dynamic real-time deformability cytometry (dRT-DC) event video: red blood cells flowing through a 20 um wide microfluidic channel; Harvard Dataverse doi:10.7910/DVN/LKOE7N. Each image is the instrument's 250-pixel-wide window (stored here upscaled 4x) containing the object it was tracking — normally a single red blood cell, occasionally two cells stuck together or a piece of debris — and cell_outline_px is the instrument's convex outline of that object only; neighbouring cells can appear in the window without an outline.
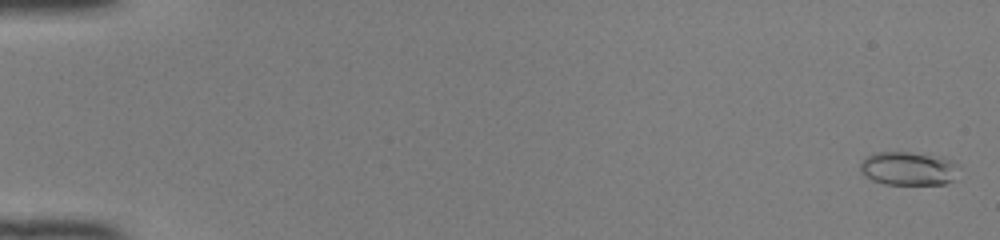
{"species": "common noctule bat (a hibernating species)", "species_latin": "Nyctalus noctula", "temperature_condition": "room temperature", "stored_images_in_passage": 50, "camera_frame_rate_fps": 3000, "um_per_image_px": 0.085, "animal": {"sex": "female", "body_mass_g": 22.0, "forearm_length_mm": 56.7}, "frame": {"image": 1, "passage_image": 1, "time_ms": 0.0, "image_size_px": [1000, 240], "cell_outline_px": [[956, 180], [944, 184], [884, 184], [872, 180], [860, 172], [860, 164], [872, 152], [908, 152], [940, 156], [952, 160], [956, 164]], "centroid_in_image_um": [77.21, 14.32], "position_along_channel_um": 7.8, "area_um2": 19.36}}
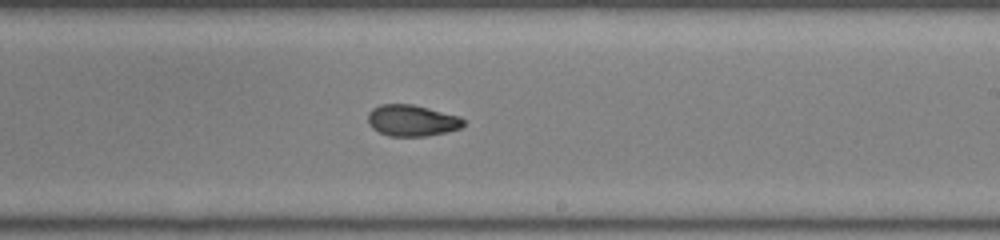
{"frame": {"image": 2, "passage_image": 31, "time_ms": 10.0, "image_size_px": [1000, 240], "cell_outline_px": [[464, 124], [460, 128], [428, 136], [388, 136], [372, 128], [368, 124], [368, 112], [372, 108], [380, 104], [412, 104], [460, 116], [464, 120]], "centroid_in_image_um": [34.98, 10.24], "position_along_channel_um": 254.0, "area_um2": 17.46}}
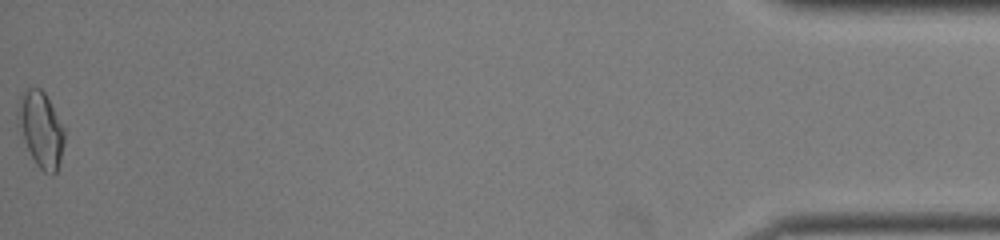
{"frame": {"image": 3, "passage_image": 50, "time_ms": 16.333, "image_size_px": [1000, 240], "cell_outline_px": [[64, 144], [60, 160], [56, 172], [52, 176], [44, 172], [36, 164], [16, 124], [16, 112], [20, 96], [28, 88], [40, 88], [44, 92], [64, 128]], "centroid_in_image_um": [3.46, 11.0], "position_along_channel_um": 431.7, "area_um2": 20.35}, "authors_computed_cell_mechanics": {"area_um2": 17.8602, "velocity_mm_per_s": 4.1507, "shape_relaxation_time_tau1_ms": null, "shape_relaxation_time_tau2_ms": 2.5286, "deformation_change_tau1": null, "deformation_change_tau2": 0.073}}